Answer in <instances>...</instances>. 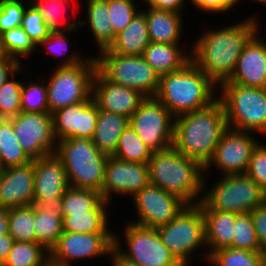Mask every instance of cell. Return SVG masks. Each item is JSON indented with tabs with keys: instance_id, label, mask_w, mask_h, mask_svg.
I'll list each match as a JSON object with an SVG mask.
<instances>
[{
	"instance_id": "49",
	"label": "cell",
	"mask_w": 266,
	"mask_h": 266,
	"mask_svg": "<svg viewBox=\"0 0 266 266\" xmlns=\"http://www.w3.org/2000/svg\"><path fill=\"white\" fill-rule=\"evenodd\" d=\"M143 6H149L159 10H169L172 12L183 13L186 0H141ZM146 3V4H145Z\"/></svg>"
},
{
	"instance_id": "5",
	"label": "cell",
	"mask_w": 266,
	"mask_h": 266,
	"mask_svg": "<svg viewBox=\"0 0 266 266\" xmlns=\"http://www.w3.org/2000/svg\"><path fill=\"white\" fill-rule=\"evenodd\" d=\"M82 56L74 51L64 60L60 59L59 65L46 78L50 114L92 96V81L97 69L95 56Z\"/></svg>"
},
{
	"instance_id": "27",
	"label": "cell",
	"mask_w": 266,
	"mask_h": 266,
	"mask_svg": "<svg viewBox=\"0 0 266 266\" xmlns=\"http://www.w3.org/2000/svg\"><path fill=\"white\" fill-rule=\"evenodd\" d=\"M129 125V118L98 108V119L94 136L95 146L105 155L113 156L123 131Z\"/></svg>"
},
{
	"instance_id": "10",
	"label": "cell",
	"mask_w": 266,
	"mask_h": 266,
	"mask_svg": "<svg viewBox=\"0 0 266 266\" xmlns=\"http://www.w3.org/2000/svg\"><path fill=\"white\" fill-rule=\"evenodd\" d=\"M96 56V67L108 80L137 90L145 97L156 96L160 76L142 56L120 55L108 48Z\"/></svg>"
},
{
	"instance_id": "44",
	"label": "cell",
	"mask_w": 266,
	"mask_h": 266,
	"mask_svg": "<svg viewBox=\"0 0 266 266\" xmlns=\"http://www.w3.org/2000/svg\"><path fill=\"white\" fill-rule=\"evenodd\" d=\"M21 27L36 45L43 41L51 32L41 13L32 3L26 7Z\"/></svg>"
},
{
	"instance_id": "50",
	"label": "cell",
	"mask_w": 266,
	"mask_h": 266,
	"mask_svg": "<svg viewBox=\"0 0 266 266\" xmlns=\"http://www.w3.org/2000/svg\"><path fill=\"white\" fill-rule=\"evenodd\" d=\"M23 64L18 60L6 55L0 56V87L11 77Z\"/></svg>"
},
{
	"instance_id": "8",
	"label": "cell",
	"mask_w": 266,
	"mask_h": 266,
	"mask_svg": "<svg viewBox=\"0 0 266 266\" xmlns=\"http://www.w3.org/2000/svg\"><path fill=\"white\" fill-rule=\"evenodd\" d=\"M207 177L204 176V194L199 202L202 209L245 214L264 205L265 192L246 173L221 175L209 189L206 185Z\"/></svg>"
},
{
	"instance_id": "15",
	"label": "cell",
	"mask_w": 266,
	"mask_h": 266,
	"mask_svg": "<svg viewBox=\"0 0 266 266\" xmlns=\"http://www.w3.org/2000/svg\"><path fill=\"white\" fill-rule=\"evenodd\" d=\"M9 119L23 151L31 160L54 154L57 141L52 114L22 111Z\"/></svg>"
},
{
	"instance_id": "35",
	"label": "cell",
	"mask_w": 266,
	"mask_h": 266,
	"mask_svg": "<svg viewBox=\"0 0 266 266\" xmlns=\"http://www.w3.org/2000/svg\"><path fill=\"white\" fill-rule=\"evenodd\" d=\"M207 263L212 266H266V252L226 247L213 252Z\"/></svg>"
},
{
	"instance_id": "38",
	"label": "cell",
	"mask_w": 266,
	"mask_h": 266,
	"mask_svg": "<svg viewBox=\"0 0 266 266\" xmlns=\"http://www.w3.org/2000/svg\"><path fill=\"white\" fill-rule=\"evenodd\" d=\"M0 41L3 54L18 60L21 64L22 57L28 58L37 50V45L21 26L0 34Z\"/></svg>"
},
{
	"instance_id": "17",
	"label": "cell",
	"mask_w": 266,
	"mask_h": 266,
	"mask_svg": "<svg viewBox=\"0 0 266 266\" xmlns=\"http://www.w3.org/2000/svg\"><path fill=\"white\" fill-rule=\"evenodd\" d=\"M34 199L38 210L61 212V198L70 187L63 163L51 154L34 160Z\"/></svg>"
},
{
	"instance_id": "40",
	"label": "cell",
	"mask_w": 266,
	"mask_h": 266,
	"mask_svg": "<svg viewBox=\"0 0 266 266\" xmlns=\"http://www.w3.org/2000/svg\"><path fill=\"white\" fill-rule=\"evenodd\" d=\"M234 227V239L231 248L263 252L256 236L251 213L238 214Z\"/></svg>"
},
{
	"instance_id": "30",
	"label": "cell",
	"mask_w": 266,
	"mask_h": 266,
	"mask_svg": "<svg viewBox=\"0 0 266 266\" xmlns=\"http://www.w3.org/2000/svg\"><path fill=\"white\" fill-rule=\"evenodd\" d=\"M32 160L23 151L18 137L14 134L12 121L0 119V169L27 164Z\"/></svg>"
},
{
	"instance_id": "41",
	"label": "cell",
	"mask_w": 266,
	"mask_h": 266,
	"mask_svg": "<svg viewBox=\"0 0 266 266\" xmlns=\"http://www.w3.org/2000/svg\"><path fill=\"white\" fill-rule=\"evenodd\" d=\"M20 100L23 112L49 113L46 84L33 80L23 83Z\"/></svg>"
},
{
	"instance_id": "24",
	"label": "cell",
	"mask_w": 266,
	"mask_h": 266,
	"mask_svg": "<svg viewBox=\"0 0 266 266\" xmlns=\"http://www.w3.org/2000/svg\"><path fill=\"white\" fill-rule=\"evenodd\" d=\"M205 219V242L209 256L233 245L235 221L238 214L220 210L202 209Z\"/></svg>"
},
{
	"instance_id": "28",
	"label": "cell",
	"mask_w": 266,
	"mask_h": 266,
	"mask_svg": "<svg viewBox=\"0 0 266 266\" xmlns=\"http://www.w3.org/2000/svg\"><path fill=\"white\" fill-rule=\"evenodd\" d=\"M86 19L80 21V28L89 25L96 45V50L107 49L114 42L116 33L110 24L108 6L106 0H85Z\"/></svg>"
},
{
	"instance_id": "16",
	"label": "cell",
	"mask_w": 266,
	"mask_h": 266,
	"mask_svg": "<svg viewBox=\"0 0 266 266\" xmlns=\"http://www.w3.org/2000/svg\"><path fill=\"white\" fill-rule=\"evenodd\" d=\"M138 226L156 229L171 222L187 205L179 197L172 195L154 184L148 183L134 197Z\"/></svg>"
},
{
	"instance_id": "2",
	"label": "cell",
	"mask_w": 266,
	"mask_h": 266,
	"mask_svg": "<svg viewBox=\"0 0 266 266\" xmlns=\"http://www.w3.org/2000/svg\"><path fill=\"white\" fill-rule=\"evenodd\" d=\"M227 128L223 105L217 99L207 108L174 118L172 146L205 167L212 159L216 146Z\"/></svg>"
},
{
	"instance_id": "55",
	"label": "cell",
	"mask_w": 266,
	"mask_h": 266,
	"mask_svg": "<svg viewBox=\"0 0 266 266\" xmlns=\"http://www.w3.org/2000/svg\"><path fill=\"white\" fill-rule=\"evenodd\" d=\"M264 205L266 207V192L264 193Z\"/></svg>"
},
{
	"instance_id": "54",
	"label": "cell",
	"mask_w": 266,
	"mask_h": 266,
	"mask_svg": "<svg viewBox=\"0 0 266 266\" xmlns=\"http://www.w3.org/2000/svg\"><path fill=\"white\" fill-rule=\"evenodd\" d=\"M253 2L256 1V2H259L260 4L266 6V0H252Z\"/></svg>"
},
{
	"instance_id": "42",
	"label": "cell",
	"mask_w": 266,
	"mask_h": 266,
	"mask_svg": "<svg viewBox=\"0 0 266 266\" xmlns=\"http://www.w3.org/2000/svg\"><path fill=\"white\" fill-rule=\"evenodd\" d=\"M110 24L116 34L123 31L134 16L141 11L136 1L139 0H106ZM135 1V2H134ZM139 10H138V9Z\"/></svg>"
},
{
	"instance_id": "52",
	"label": "cell",
	"mask_w": 266,
	"mask_h": 266,
	"mask_svg": "<svg viewBox=\"0 0 266 266\" xmlns=\"http://www.w3.org/2000/svg\"><path fill=\"white\" fill-rule=\"evenodd\" d=\"M109 256L111 257L109 259H111L112 266H139L133 261L122 256L114 247L110 251Z\"/></svg>"
},
{
	"instance_id": "23",
	"label": "cell",
	"mask_w": 266,
	"mask_h": 266,
	"mask_svg": "<svg viewBox=\"0 0 266 266\" xmlns=\"http://www.w3.org/2000/svg\"><path fill=\"white\" fill-rule=\"evenodd\" d=\"M141 9L147 20L150 42L176 44L181 43L183 14L152 7Z\"/></svg>"
},
{
	"instance_id": "51",
	"label": "cell",
	"mask_w": 266,
	"mask_h": 266,
	"mask_svg": "<svg viewBox=\"0 0 266 266\" xmlns=\"http://www.w3.org/2000/svg\"><path fill=\"white\" fill-rule=\"evenodd\" d=\"M14 242V238L10 234L0 236V266L6 261Z\"/></svg>"
},
{
	"instance_id": "45",
	"label": "cell",
	"mask_w": 266,
	"mask_h": 266,
	"mask_svg": "<svg viewBox=\"0 0 266 266\" xmlns=\"http://www.w3.org/2000/svg\"><path fill=\"white\" fill-rule=\"evenodd\" d=\"M246 174L266 192V145L258 143L254 148Z\"/></svg>"
},
{
	"instance_id": "39",
	"label": "cell",
	"mask_w": 266,
	"mask_h": 266,
	"mask_svg": "<svg viewBox=\"0 0 266 266\" xmlns=\"http://www.w3.org/2000/svg\"><path fill=\"white\" fill-rule=\"evenodd\" d=\"M21 67L0 87V119L17 116L22 112L21 108V88L22 81L15 80ZM16 75V76H15Z\"/></svg>"
},
{
	"instance_id": "36",
	"label": "cell",
	"mask_w": 266,
	"mask_h": 266,
	"mask_svg": "<svg viewBox=\"0 0 266 266\" xmlns=\"http://www.w3.org/2000/svg\"><path fill=\"white\" fill-rule=\"evenodd\" d=\"M31 3L37 8L41 13L44 22L51 31H70L79 30L80 21L66 22L65 26H62V20L64 17V12L66 8L69 7L70 0H30ZM65 8V9H64ZM64 11V12H63ZM66 15V14H65ZM63 28H62V27Z\"/></svg>"
},
{
	"instance_id": "37",
	"label": "cell",
	"mask_w": 266,
	"mask_h": 266,
	"mask_svg": "<svg viewBox=\"0 0 266 266\" xmlns=\"http://www.w3.org/2000/svg\"><path fill=\"white\" fill-rule=\"evenodd\" d=\"M9 234L14 241L36 242L35 206L16 207L8 209Z\"/></svg>"
},
{
	"instance_id": "57",
	"label": "cell",
	"mask_w": 266,
	"mask_h": 266,
	"mask_svg": "<svg viewBox=\"0 0 266 266\" xmlns=\"http://www.w3.org/2000/svg\"><path fill=\"white\" fill-rule=\"evenodd\" d=\"M46 266H55V265H53V264H51V263H48Z\"/></svg>"
},
{
	"instance_id": "56",
	"label": "cell",
	"mask_w": 266,
	"mask_h": 266,
	"mask_svg": "<svg viewBox=\"0 0 266 266\" xmlns=\"http://www.w3.org/2000/svg\"><path fill=\"white\" fill-rule=\"evenodd\" d=\"M3 55V51H2V48H1V41H0V56Z\"/></svg>"
},
{
	"instance_id": "43",
	"label": "cell",
	"mask_w": 266,
	"mask_h": 266,
	"mask_svg": "<svg viewBox=\"0 0 266 266\" xmlns=\"http://www.w3.org/2000/svg\"><path fill=\"white\" fill-rule=\"evenodd\" d=\"M27 1L0 0V34L22 25L26 7L31 3L29 0L27 4Z\"/></svg>"
},
{
	"instance_id": "4",
	"label": "cell",
	"mask_w": 266,
	"mask_h": 266,
	"mask_svg": "<svg viewBox=\"0 0 266 266\" xmlns=\"http://www.w3.org/2000/svg\"><path fill=\"white\" fill-rule=\"evenodd\" d=\"M216 87L218 86L190 61L180 70L160 76L155 97L177 117L209 107L217 100Z\"/></svg>"
},
{
	"instance_id": "34",
	"label": "cell",
	"mask_w": 266,
	"mask_h": 266,
	"mask_svg": "<svg viewBox=\"0 0 266 266\" xmlns=\"http://www.w3.org/2000/svg\"><path fill=\"white\" fill-rule=\"evenodd\" d=\"M61 215L84 214L95 210L103 201L101 193L69 187L61 198Z\"/></svg>"
},
{
	"instance_id": "29",
	"label": "cell",
	"mask_w": 266,
	"mask_h": 266,
	"mask_svg": "<svg viewBox=\"0 0 266 266\" xmlns=\"http://www.w3.org/2000/svg\"><path fill=\"white\" fill-rule=\"evenodd\" d=\"M103 201L95 210L84 214L62 215L63 231L79 233H114L109 229L107 208Z\"/></svg>"
},
{
	"instance_id": "53",
	"label": "cell",
	"mask_w": 266,
	"mask_h": 266,
	"mask_svg": "<svg viewBox=\"0 0 266 266\" xmlns=\"http://www.w3.org/2000/svg\"><path fill=\"white\" fill-rule=\"evenodd\" d=\"M9 234L8 209L0 208V236Z\"/></svg>"
},
{
	"instance_id": "21",
	"label": "cell",
	"mask_w": 266,
	"mask_h": 266,
	"mask_svg": "<svg viewBox=\"0 0 266 266\" xmlns=\"http://www.w3.org/2000/svg\"><path fill=\"white\" fill-rule=\"evenodd\" d=\"M259 23L258 32L245 45L233 73L223 83L266 89V42L258 34Z\"/></svg>"
},
{
	"instance_id": "1",
	"label": "cell",
	"mask_w": 266,
	"mask_h": 266,
	"mask_svg": "<svg viewBox=\"0 0 266 266\" xmlns=\"http://www.w3.org/2000/svg\"><path fill=\"white\" fill-rule=\"evenodd\" d=\"M257 20L252 15L219 30H205L191 45V61L219 86L230 78L245 45L258 32Z\"/></svg>"
},
{
	"instance_id": "6",
	"label": "cell",
	"mask_w": 266,
	"mask_h": 266,
	"mask_svg": "<svg viewBox=\"0 0 266 266\" xmlns=\"http://www.w3.org/2000/svg\"><path fill=\"white\" fill-rule=\"evenodd\" d=\"M56 157L63 163L70 187L102 191L108 155L87 138H67L56 142Z\"/></svg>"
},
{
	"instance_id": "33",
	"label": "cell",
	"mask_w": 266,
	"mask_h": 266,
	"mask_svg": "<svg viewBox=\"0 0 266 266\" xmlns=\"http://www.w3.org/2000/svg\"><path fill=\"white\" fill-rule=\"evenodd\" d=\"M49 252L36 242L15 241L2 266H46Z\"/></svg>"
},
{
	"instance_id": "26",
	"label": "cell",
	"mask_w": 266,
	"mask_h": 266,
	"mask_svg": "<svg viewBox=\"0 0 266 266\" xmlns=\"http://www.w3.org/2000/svg\"><path fill=\"white\" fill-rule=\"evenodd\" d=\"M149 43L147 20L145 14L140 11L125 29L116 35L108 49L120 55L142 56Z\"/></svg>"
},
{
	"instance_id": "32",
	"label": "cell",
	"mask_w": 266,
	"mask_h": 266,
	"mask_svg": "<svg viewBox=\"0 0 266 266\" xmlns=\"http://www.w3.org/2000/svg\"><path fill=\"white\" fill-rule=\"evenodd\" d=\"M152 154V150L142 141L129 124L119 138L113 157L126 162L147 164Z\"/></svg>"
},
{
	"instance_id": "13",
	"label": "cell",
	"mask_w": 266,
	"mask_h": 266,
	"mask_svg": "<svg viewBox=\"0 0 266 266\" xmlns=\"http://www.w3.org/2000/svg\"><path fill=\"white\" fill-rule=\"evenodd\" d=\"M114 247V233H79L63 231L57 244L49 252V263L72 266V262L86 261L107 255Z\"/></svg>"
},
{
	"instance_id": "31",
	"label": "cell",
	"mask_w": 266,
	"mask_h": 266,
	"mask_svg": "<svg viewBox=\"0 0 266 266\" xmlns=\"http://www.w3.org/2000/svg\"><path fill=\"white\" fill-rule=\"evenodd\" d=\"M34 225L36 243L42 245L50 252L63 233L61 212L56 210H38L35 207Z\"/></svg>"
},
{
	"instance_id": "19",
	"label": "cell",
	"mask_w": 266,
	"mask_h": 266,
	"mask_svg": "<svg viewBox=\"0 0 266 266\" xmlns=\"http://www.w3.org/2000/svg\"><path fill=\"white\" fill-rule=\"evenodd\" d=\"M98 119V105L91 96L87 101L52 113L56 141L67 138L92 139Z\"/></svg>"
},
{
	"instance_id": "12",
	"label": "cell",
	"mask_w": 266,
	"mask_h": 266,
	"mask_svg": "<svg viewBox=\"0 0 266 266\" xmlns=\"http://www.w3.org/2000/svg\"><path fill=\"white\" fill-rule=\"evenodd\" d=\"M174 118L156 97H146L129 124L152 152H157L172 146Z\"/></svg>"
},
{
	"instance_id": "47",
	"label": "cell",
	"mask_w": 266,
	"mask_h": 266,
	"mask_svg": "<svg viewBox=\"0 0 266 266\" xmlns=\"http://www.w3.org/2000/svg\"><path fill=\"white\" fill-rule=\"evenodd\" d=\"M239 0H189L198 10L208 13H228L236 7Z\"/></svg>"
},
{
	"instance_id": "46",
	"label": "cell",
	"mask_w": 266,
	"mask_h": 266,
	"mask_svg": "<svg viewBox=\"0 0 266 266\" xmlns=\"http://www.w3.org/2000/svg\"><path fill=\"white\" fill-rule=\"evenodd\" d=\"M74 32V30L70 31H51L50 34L43 40L37 44L38 47H47V53L53 54L56 57L62 58V56L67 55L70 40L68 39L69 34L66 33ZM39 45V46H38Z\"/></svg>"
},
{
	"instance_id": "7",
	"label": "cell",
	"mask_w": 266,
	"mask_h": 266,
	"mask_svg": "<svg viewBox=\"0 0 266 266\" xmlns=\"http://www.w3.org/2000/svg\"><path fill=\"white\" fill-rule=\"evenodd\" d=\"M218 90L228 127L266 136V89L221 83Z\"/></svg>"
},
{
	"instance_id": "9",
	"label": "cell",
	"mask_w": 266,
	"mask_h": 266,
	"mask_svg": "<svg viewBox=\"0 0 266 266\" xmlns=\"http://www.w3.org/2000/svg\"><path fill=\"white\" fill-rule=\"evenodd\" d=\"M162 243L176 259L188 266L198 248H205L204 260L208 261L205 242V219L199 204L186 205L167 225L156 228ZM193 254V255H192Z\"/></svg>"
},
{
	"instance_id": "3",
	"label": "cell",
	"mask_w": 266,
	"mask_h": 266,
	"mask_svg": "<svg viewBox=\"0 0 266 266\" xmlns=\"http://www.w3.org/2000/svg\"><path fill=\"white\" fill-rule=\"evenodd\" d=\"M147 165L149 183L179 197L187 205L199 204L202 200L204 167L195 159L171 146L153 152Z\"/></svg>"
},
{
	"instance_id": "14",
	"label": "cell",
	"mask_w": 266,
	"mask_h": 266,
	"mask_svg": "<svg viewBox=\"0 0 266 266\" xmlns=\"http://www.w3.org/2000/svg\"><path fill=\"white\" fill-rule=\"evenodd\" d=\"M252 132L228 127L216 146L212 159L204 167V176L216 167L221 175L245 174L252 152L259 142Z\"/></svg>"
},
{
	"instance_id": "25",
	"label": "cell",
	"mask_w": 266,
	"mask_h": 266,
	"mask_svg": "<svg viewBox=\"0 0 266 266\" xmlns=\"http://www.w3.org/2000/svg\"><path fill=\"white\" fill-rule=\"evenodd\" d=\"M180 43H152L145 48L142 57L159 74L165 75L183 68L191 61V53H186Z\"/></svg>"
},
{
	"instance_id": "18",
	"label": "cell",
	"mask_w": 266,
	"mask_h": 266,
	"mask_svg": "<svg viewBox=\"0 0 266 266\" xmlns=\"http://www.w3.org/2000/svg\"><path fill=\"white\" fill-rule=\"evenodd\" d=\"M149 183L148 165L126 162L109 156L105 165L101 195L110 203L112 195L134 197Z\"/></svg>"
},
{
	"instance_id": "20",
	"label": "cell",
	"mask_w": 266,
	"mask_h": 266,
	"mask_svg": "<svg viewBox=\"0 0 266 266\" xmlns=\"http://www.w3.org/2000/svg\"><path fill=\"white\" fill-rule=\"evenodd\" d=\"M92 97L99 109L128 118L146 98L137 90L108 80L98 69L92 81Z\"/></svg>"
},
{
	"instance_id": "11",
	"label": "cell",
	"mask_w": 266,
	"mask_h": 266,
	"mask_svg": "<svg viewBox=\"0 0 266 266\" xmlns=\"http://www.w3.org/2000/svg\"><path fill=\"white\" fill-rule=\"evenodd\" d=\"M114 248L124 257L139 266H181L172 252L162 243L156 229L138 226L129 222L124 228L127 249L114 231Z\"/></svg>"
},
{
	"instance_id": "48",
	"label": "cell",
	"mask_w": 266,
	"mask_h": 266,
	"mask_svg": "<svg viewBox=\"0 0 266 266\" xmlns=\"http://www.w3.org/2000/svg\"><path fill=\"white\" fill-rule=\"evenodd\" d=\"M250 213L259 244L263 252H266V207L262 205Z\"/></svg>"
},
{
	"instance_id": "22",
	"label": "cell",
	"mask_w": 266,
	"mask_h": 266,
	"mask_svg": "<svg viewBox=\"0 0 266 266\" xmlns=\"http://www.w3.org/2000/svg\"><path fill=\"white\" fill-rule=\"evenodd\" d=\"M34 160L0 169V208L10 209L33 205Z\"/></svg>"
}]
</instances>
